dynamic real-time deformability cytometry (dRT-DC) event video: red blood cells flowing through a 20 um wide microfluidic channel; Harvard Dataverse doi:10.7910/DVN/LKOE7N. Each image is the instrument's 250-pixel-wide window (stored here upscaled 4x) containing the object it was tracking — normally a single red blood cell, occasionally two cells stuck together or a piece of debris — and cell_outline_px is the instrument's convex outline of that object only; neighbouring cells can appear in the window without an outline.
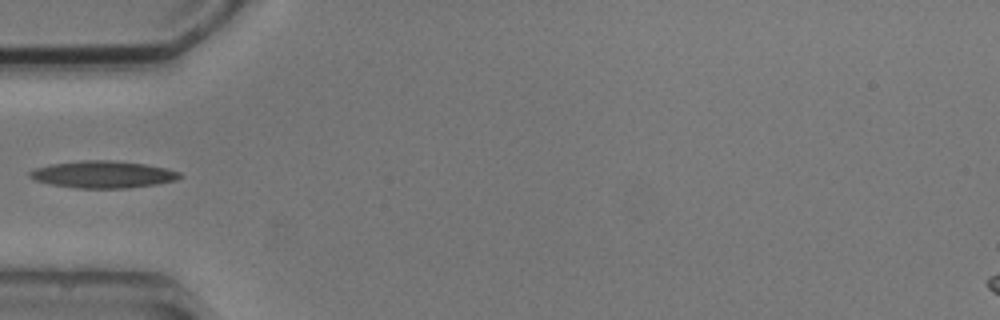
{"species": "common noctule bat (a hibernating species)", "species_latin": "Nyctalus noctula", "temperature_condition": "cold", "stored_images_in_passage": 4, "camera_frame_rate_fps": 3000, "um_per_image_px": 0.085, "animal": {"sex": "male", "body_mass_g": 20.5, "forearm_length_mm": 52.5}, "frame": {"image": 1, "passage_image": 3, "time_ms": 4.0, "image_size_px": [1000, 320], "cell_outline_px": [[184, 176], [176, 180], [156, 184], [128, 188], [76, 188], [52, 184], [36, 180], [28, 176], [28, 172], [36, 168], [52, 164], [84, 160], [112, 160], [144, 164], [168, 168], [180, 172]], "centroid_in_image_um": [8.8, 14.82], "position_along_channel_um": 76.2, "area_um2": 23.58}}